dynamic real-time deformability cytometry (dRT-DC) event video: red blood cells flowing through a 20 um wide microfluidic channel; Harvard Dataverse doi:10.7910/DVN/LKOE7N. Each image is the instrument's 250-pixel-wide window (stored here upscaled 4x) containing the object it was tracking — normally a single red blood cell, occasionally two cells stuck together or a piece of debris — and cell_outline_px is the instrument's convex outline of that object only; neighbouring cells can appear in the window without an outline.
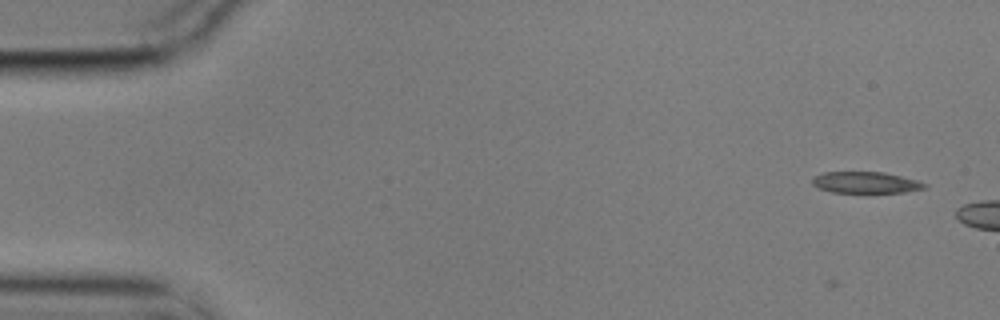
{"species": "common noctule bat (a hibernating species)", "species_latin": "Nyctalus noctula", "temperature_condition": "cold", "stored_images_in_passage": 3, "camera_frame_rate_fps": 3000, "um_per_image_px": 0.085, "animal": {"sex": "male", "body_mass_g": 17.9}, "frame": {"image": 1, "passage_image": 3, "time_ms": 0.667, "image_size_px": [1000, 320], "cell_outline_px": [[928, 184], [924, 188], [904, 192], [832, 192], [820, 188], [812, 184], [812, 176], [824, 172], [884, 172], [916, 180]], "centroid_in_image_um": [73.55, 15.5], "position_along_channel_um": 11.5, "area_um2": 13.81}}